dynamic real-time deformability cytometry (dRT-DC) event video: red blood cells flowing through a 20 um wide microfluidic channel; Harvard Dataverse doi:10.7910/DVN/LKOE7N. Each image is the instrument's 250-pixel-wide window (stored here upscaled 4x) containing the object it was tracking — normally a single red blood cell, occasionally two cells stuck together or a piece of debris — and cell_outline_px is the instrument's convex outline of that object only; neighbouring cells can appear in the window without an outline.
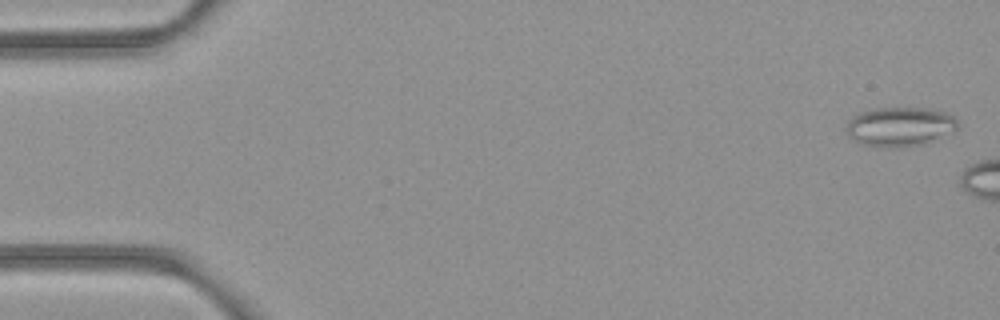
{"species": "common noctule bat (a hibernating species)", "species_latin": "Nyctalus noctula", "temperature_condition": "room temperature", "stored_images_in_passage": 3, "camera_frame_rate_fps": 3000, "um_per_image_px": 0.085, "animal": {"sex": "female", "body_mass_g": 21.9}, "frame": {"image": 1, "passage_image": 1, "time_ms": 0.0, "image_size_px": [1000, 320], "cell_outline_px": [[956, 128], [924, 144], [900, 148], [880, 148], [864, 144], [848, 136], [848, 120], [860, 112], [876, 108], [924, 108], [944, 112], [952, 116], [956, 120]], "centroid_in_image_um": [76.44, 10.78], "position_along_channel_um": 8.6, "area_um2": 25.09}}